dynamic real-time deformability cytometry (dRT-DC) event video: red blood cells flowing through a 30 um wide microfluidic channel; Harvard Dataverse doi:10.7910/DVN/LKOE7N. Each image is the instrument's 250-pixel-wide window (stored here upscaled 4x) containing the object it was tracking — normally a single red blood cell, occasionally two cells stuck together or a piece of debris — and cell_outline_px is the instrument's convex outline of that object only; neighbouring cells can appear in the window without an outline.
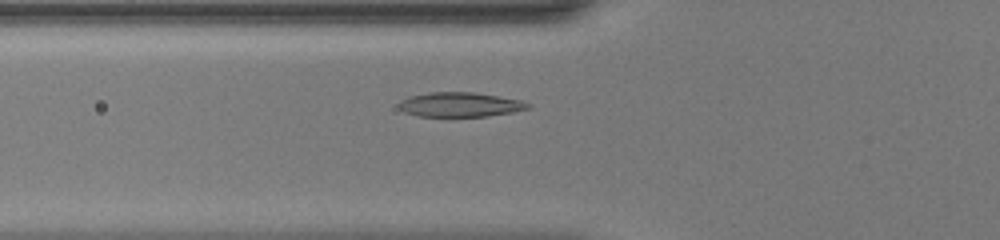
{"species": "common noctule bat (a hibernating species)", "species_latin": "Nyctalus noctula", "temperature_condition": "warm", "stored_images_in_passage": 38, "camera_frame_rate_fps": 3000, "um_per_image_px": 0.085, "animal": {"sex": "female", "body_mass_g": 20.0, "forearm_length_mm": 54.0}, "frame": {"image": 1, "passage_image": 9, "time_ms": 2.667, "image_size_px": [1000, 240], "cell_outline_px": [[532, 108], [512, 112], [488, 116], [416, 116], [404, 112], [400, 108], [400, 100], [408, 96], [428, 92], [472, 92], [520, 100], [532, 104]], "centroid_in_image_um": [39.1, 8.89], "position_along_channel_um": 86.7, "area_um2": 18.44}}
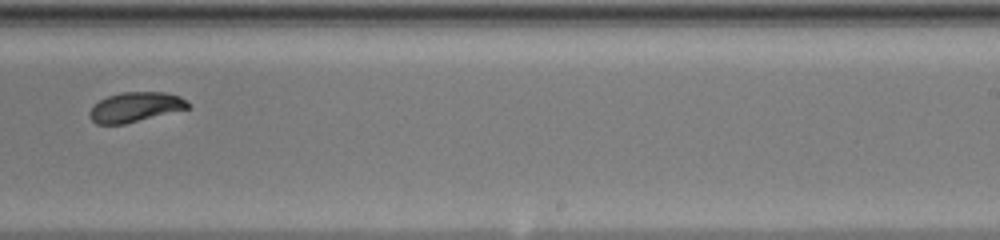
{"frame": {"image": 2, "passage_image": 22, "time_ms": 7.0, "image_size_px": [1000, 240], "cell_outline_px": [[192, 108], [124, 124], [96, 124], [88, 116], [88, 112], [100, 100], [108, 96], [120, 92], [164, 92], [180, 96], [188, 100], [192, 104]], "centroid_in_image_um": [11.57, 9.1], "position_along_channel_um": 277.4, "area_um2": 17.28}}
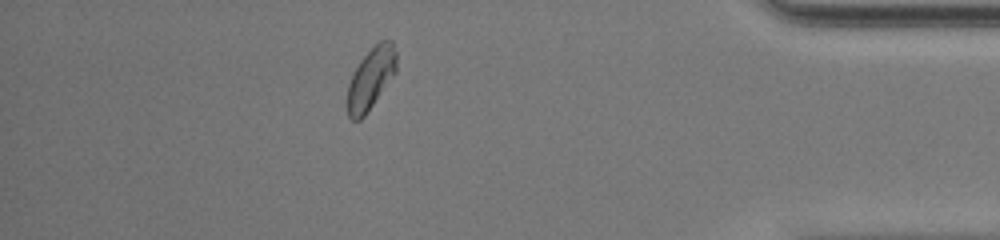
{"frame": {"image": 3, "passage_image": 33, "time_ms": 10.667, "image_size_px": [1000, 240], "cell_outline_px": [[396, 72], [364, 116], [360, 120], [352, 120], [348, 116], [348, 84], [360, 60], [380, 40], [392, 40], [396, 52]], "centroid_in_image_um": [31.53, 6.66], "position_along_channel_um": 403.7, "area_um2": 17.22}, "authors_computed_cell_mechanics": {"area_um2": 17.8024, "velocity_mm_per_s": 4.4049, "shape_relaxation_time_tau1_ms": 1.9964, "shape_relaxation_time_tau2_ms": null, "deformation_change_tau1": 0.1285, "deformation_change_tau2": null}}